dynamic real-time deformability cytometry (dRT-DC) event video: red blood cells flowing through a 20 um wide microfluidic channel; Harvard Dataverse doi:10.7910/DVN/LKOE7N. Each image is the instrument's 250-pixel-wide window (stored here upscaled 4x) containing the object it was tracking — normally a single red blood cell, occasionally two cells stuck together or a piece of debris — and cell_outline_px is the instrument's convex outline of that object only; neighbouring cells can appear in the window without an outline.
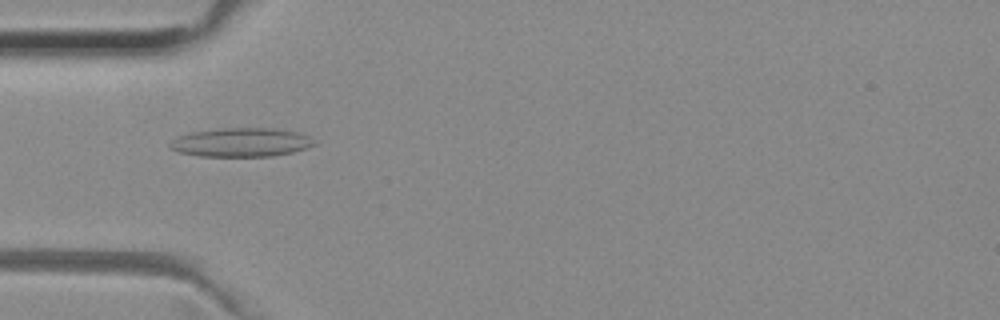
{"species": "common noctule bat (a hibernating species)", "species_latin": "Nyctalus noctula", "temperature_condition": "room temperature", "stored_images_in_passage": 49, "camera_frame_rate_fps": 3000, "um_per_image_px": 0.085, "animal": {"sex": "female", "body_mass_g": 29.2, "forearm_length_mm": 56.3}, "frame": {"image": 1, "passage_image": 13, "time_ms": 4.0, "image_size_px": [1000, 320], "cell_outline_px": [[316, 144], [292, 152], [272, 156], [200, 156], [180, 152], [172, 148], [168, 144], [176, 136], [192, 132], [224, 128], [276, 128], [300, 132], [316, 140]], "centroid_in_image_um": [20.52, 12.09], "position_along_channel_um": 64.5, "area_um2": 24.22}}
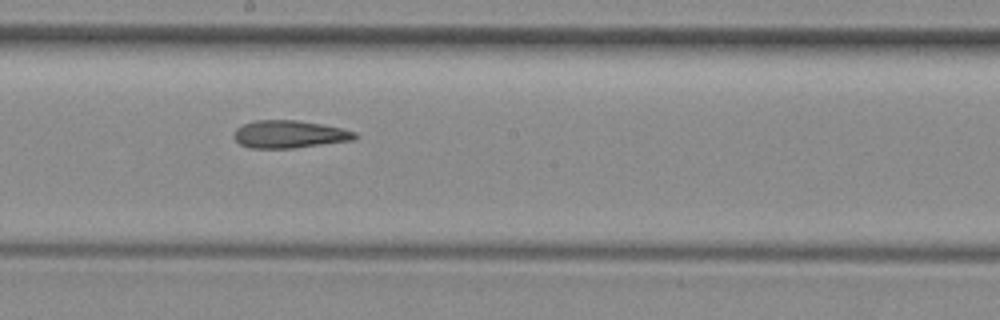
{"frame": {"image": 2, "passage_image": 25, "time_ms": 8.0, "image_size_px": [1000, 320], "cell_outline_px": [[360, 136], [356, 140], [292, 148], [252, 148], [240, 144], [232, 136], [236, 128], [252, 120], [296, 120], [320, 124], [340, 128], [356, 132]], "centroid_in_image_um": [24.61, 11.41], "position_along_channel_um": 223.6, "area_um2": 19.54}}
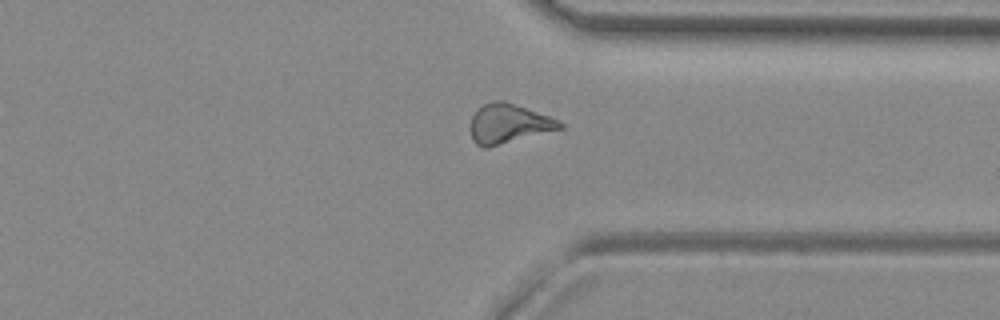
{"frame": {"image": 3, "passage_image": 36, "time_ms": 11.667, "image_size_px": [1000, 320], "cell_outline_px": [[564, 128], [488, 148], [484, 148], [476, 144], [472, 140], [468, 124], [472, 116], [484, 104], [492, 100], [504, 100], [560, 120], [564, 124]], "centroid_in_image_um": [43.21, 10.53], "position_along_channel_um": 368.2, "area_um2": 20.81}, "authors_computed_cell_mechanics": {"area_um2": 20.4612, "velocity_mm_per_s": 3.9806, "shape_relaxation_time_tau1_ms": null, "shape_relaxation_time_tau2_ms": 6.1359, "deformation_change_tau1": null, "deformation_change_tau2": 0.194}}